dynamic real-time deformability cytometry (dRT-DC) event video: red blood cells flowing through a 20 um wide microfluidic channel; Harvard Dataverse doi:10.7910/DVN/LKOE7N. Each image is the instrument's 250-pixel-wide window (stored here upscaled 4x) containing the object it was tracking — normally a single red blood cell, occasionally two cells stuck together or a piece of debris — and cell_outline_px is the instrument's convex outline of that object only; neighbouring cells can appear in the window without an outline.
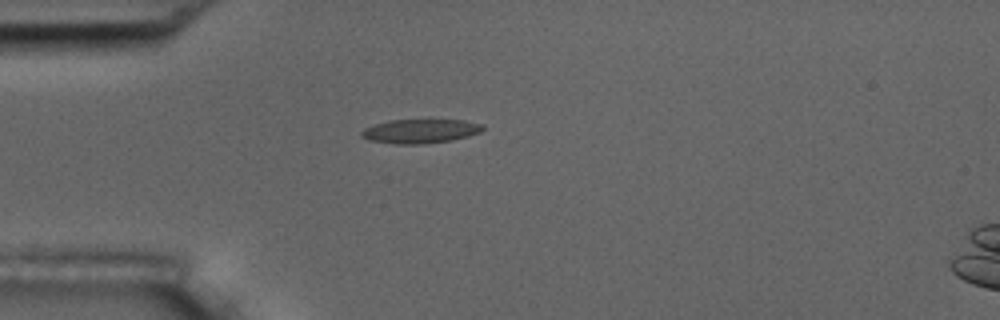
{"species": "common noctule bat (a hibernating species)", "species_latin": "Nyctalus noctula", "temperature_condition": "room temperature", "stored_images_in_passage": 6, "camera_frame_rate_fps": 3000, "um_per_image_px": 0.085, "animal": {"sex": "male", "body_mass_g": 17.5, "forearm_length_mm": 52.3}, "frame": {"image": 1, "passage_image": 1, "time_ms": 0.0, "image_size_px": [1000, 320], "cell_outline_px": [[484, 128], [480, 132], [468, 136], [452, 140], [424, 144], [396, 144], [368, 140], [360, 136], [360, 132], [364, 128], [388, 120], [464, 120], [484, 124]], "centroid_in_image_um": [35.72, 11.15], "position_along_channel_um": 49.3, "area_um2": 17.11}}
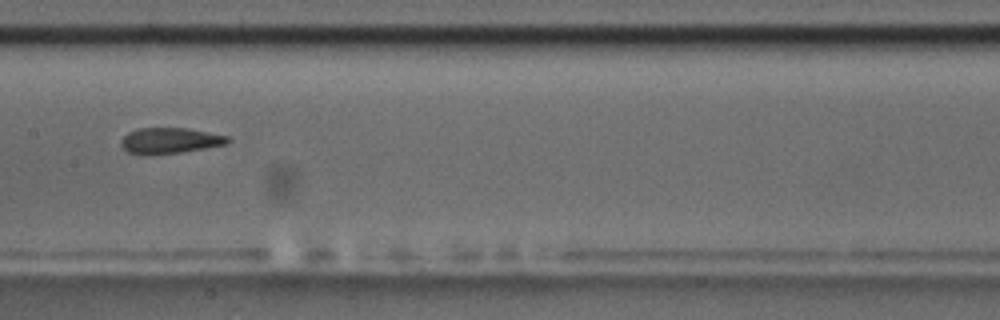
{"frame": {"image": 2, "passage_image": 5, "time_ms": 1.333, "image_size_px": [1000, 320], "cell_outline_px": [[232, 140], [224, 144], [204, 148], [180, 152], [148, 156], [140, 156], [128, 152], [120, 144], [120, 140], [128, 132], [140, 128], [188, 128], [228, 136]], "centroid_in_image_um": [14.39, 11.96], "position_along_channel_um": 193.0, "area_um2": 16.18}}
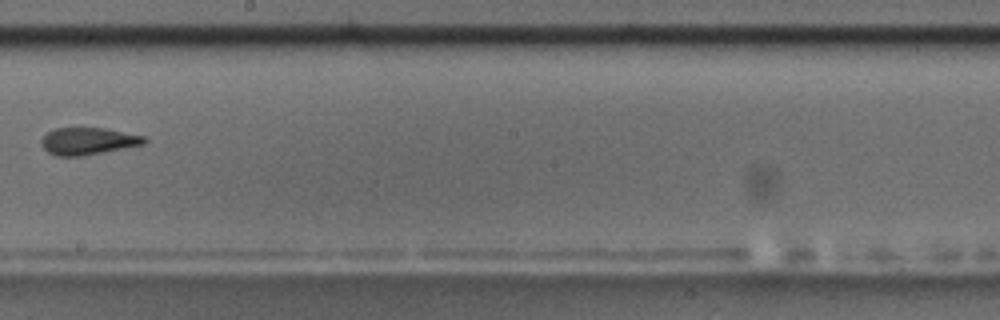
{"frame": {"image": 3, "passage_image": 6, "time_ms": 1.667, "image_size_px": [1000, 320], "cell_outline_px": [[148, 140], [144, 144], [104, 152], [80, 156], [56, 156], [48, 152], [40, 144], [40, 140], [48, 132], [56, 128], [104, 128], [144, 136]], "centroid_in_image_um": [7.47, 12.0], "position_along_channel_um": 240.7, "area_um2": 16.18}}